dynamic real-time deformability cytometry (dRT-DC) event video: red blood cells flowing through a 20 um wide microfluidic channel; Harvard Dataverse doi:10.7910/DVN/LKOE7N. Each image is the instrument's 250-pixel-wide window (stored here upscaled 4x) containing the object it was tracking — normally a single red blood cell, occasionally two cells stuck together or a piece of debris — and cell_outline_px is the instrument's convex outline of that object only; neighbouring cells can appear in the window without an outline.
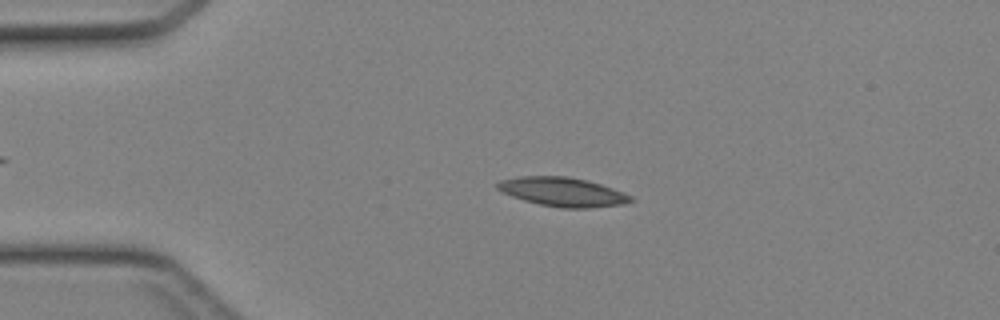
{"species": "Egyptian fruit bat (a non-hibernating species)", "species_latin": "Rousettus aegyptiacus", "temperature_condition": "cold", "stored_images_in_passage": 44, "camera_frame_rate_fps": 3000, "um_per_image_px": 0.085, "animal": {"sex": "female"}, "frame": {"image": 1, "passage_image": 9, "time_ms": 2.667, "image_size_px": [1000, 320], "cell_outline_px": [[636, 200], [624, 204], [588, 208], [560, 208], [540, 204], [524, 200], [512, 196], [496, 188], [496, 184], [500, 180], [520, 176], [568, 176], [588, 180], [612, 188], [632, 196]], "centroid_in_image_um": [47.85, 16.31], "position_along_channel_um": 37.2, "area_um2": 22.54}}
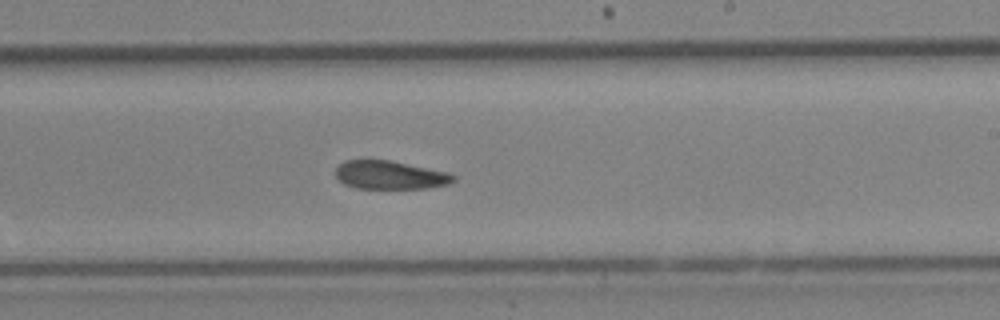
{"frame": {"image": 2, "passage_image": 26, "time_ms": 8.333, "image_size_px": [1000, 320], "cell_outline_px": [[456, 180], [448, 184], [428, 188], [356, 188], [344, 184], [336, 176], [336, 168], [344, 160], [388, 160], [448, 172], [456, 176]], "centroid_in_image_um": [33.16, 14.88], "position_along_channel_um": 255.8, "area_um2": 19.36}}
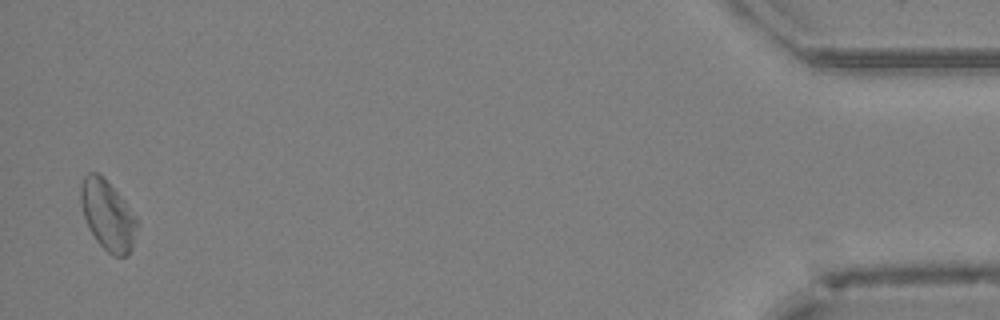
{"frame": {"image": 3, "passage_image": 43, "time_ms": 14.0, "image_size_px": [1000, 320], "cell_outline_px": [[136, 224], [132, 248], [124, 256], [116, 256], [108, 252], [96, 240], [84, 216], [80, 200], [80, 188], [84, 176], [88, 172], [96, 172], [104, 176], [120, 196], [136, 220]], "centroid_in_image_um": [9.11, 18.25], "position_along_channel_um": 426.1, "area_um2": 22.14}}